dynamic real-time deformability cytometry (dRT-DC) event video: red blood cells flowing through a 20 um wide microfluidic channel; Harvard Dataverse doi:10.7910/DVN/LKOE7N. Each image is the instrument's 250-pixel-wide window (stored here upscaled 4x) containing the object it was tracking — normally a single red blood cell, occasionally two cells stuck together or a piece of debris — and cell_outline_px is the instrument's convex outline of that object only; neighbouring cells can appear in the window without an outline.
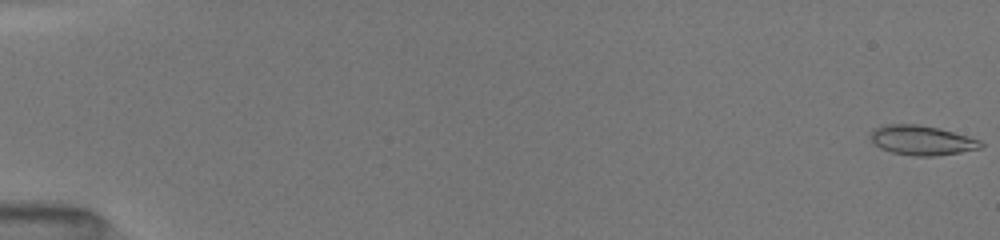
{"species": "common noctule bat (a hibernating species)", "species_latin": "Nyctalus noctula", "temperature_condition": "room temperature", "stored_images_in_passage": 21, "camera_frame_rate_fps": 3000, "um_per_image_px": 0.085, "animal": {"sex": "female", "body_mass_g": 19.5, "forearm_length_mm": 54.1}, "frame": {"image": 1, "passage_image": 1, "time_ms": 0.0, "image_size_px": [1000, 240], "cell_outline_px": [[984, 144], [980, 148], [960, 152], [936, 156], [912, 156], [892, 152], [880, 148], [868, 136], [868, 132], [884, 124], [916, 124], [940, 128], [968, 136], [980, 140]], "centroid_in_image_um": [78.33, 11.92], "position_along_channel_um": 6.7, "area_um2": 19.13}}
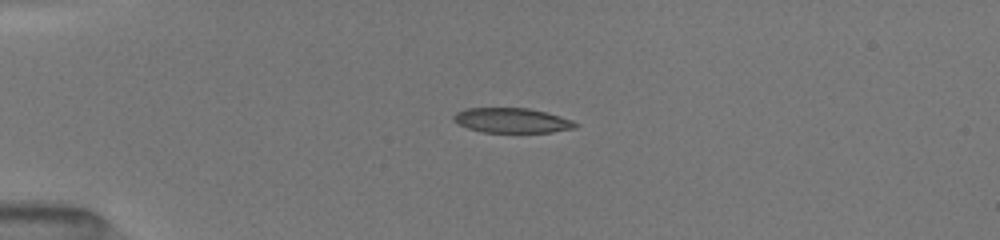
{"frame": {"image": 2, "passage_image": 14, "time_ms": 4.333, "image_size_px": [1000, 240], "cell_outline_px": [[580, 124], [576, 128], [552, 132], [484, 132], [468, 128], [452, 120], [452, 116], [456, 112], [464, 108], [528, 108], [560, 116], [572, 120]], "centroid_in_image_um": [43.51, 10.23], "position_along_channel_um": 41.5, "area_um2": 17.63}}